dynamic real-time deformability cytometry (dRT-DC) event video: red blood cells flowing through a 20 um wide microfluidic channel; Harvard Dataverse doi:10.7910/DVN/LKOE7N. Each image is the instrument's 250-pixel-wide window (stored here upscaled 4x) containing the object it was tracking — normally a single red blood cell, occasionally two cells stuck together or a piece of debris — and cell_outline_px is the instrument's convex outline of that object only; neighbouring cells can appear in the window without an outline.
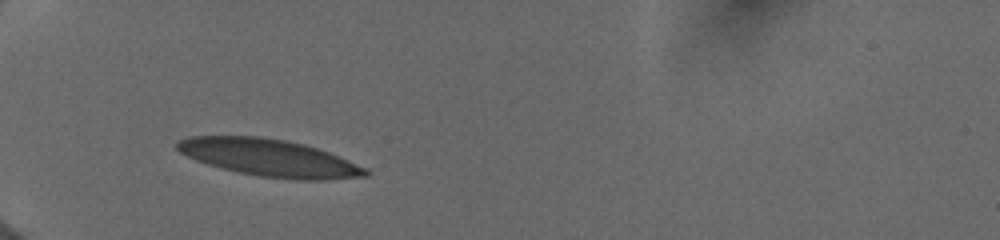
{"species": "human", "species_latin": "Homo sapiens", "temperature_condition": "cold", "stored_images_in_passage": 17, "camera_frame_rate_fps": 3000, "um_per_image_px": 0.085, "donor": {"sex": "female"}, "frame": {"image": 1, "passage_image": 1, "time_ms": 0.0, "image_size_px": [1000, 240], "cell_outline_px": [[372, 172], [368, 176], [328, 180], [296, 180], [260, 176], [240, 172], [208, 164], [196, 160], [180, 152], [176, 148], [176, 144], [180, 140], [188, 136], [260, 136], [284, 140], [304, 144], [328, 152], [368, 168]], "centroid_in_image_um": [22.94, 13.42], "position_along_channel_um": 62.1, "area_um2": 40.69}}
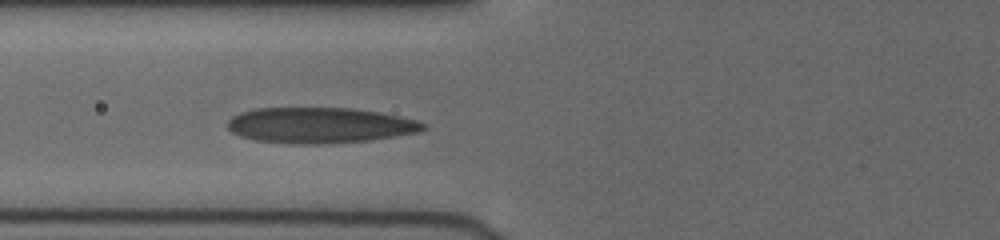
{"frame": {"image": 2, "passage_image": 8, "time_ms": 1.333, "image_size_px": [1000, 240], "cell_outline_px": [[424, 128], [420, 132], [368, 140], [332, 144], [288, 144], [256, 140], [240, 136], [232, 132], [224, 124], [232, 116], [240, 112], [252, 108], [352, 108], [380, 112], [400, 116], [416, 120], [424, 124]], "centroid_in_image_um": [27.12, 10.65], "position_along_channel_um": 98.7, "area_um2": 40.98}}
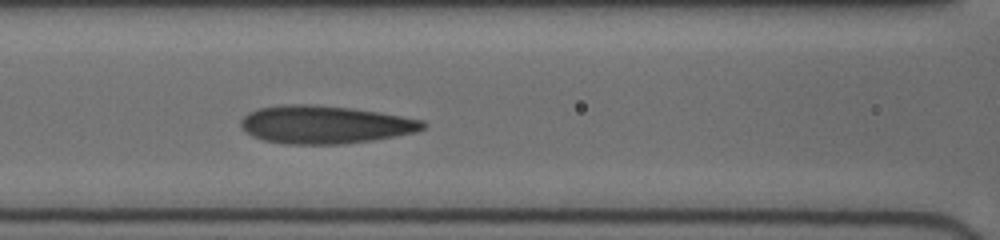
{"frame": {"image": 3, "passage_image": 15, "time_ms": 2.333, "image_size_px": [1000, 240], "cell_outline_px": [[428, 124], [424, 128], [416, 132], [372, 140], [344, 144], [284, 144], [264, 140], [252, 136], [240, 124], [240, 120], [248, 112], [260, 108], [280, 104], [308, 104], [348, 108], [376, 112], [424, 120]], "centroid_in_image_um": [27.6, 10.59], "position_along_channel_um": 139.0, "area_um2": 40.06}}